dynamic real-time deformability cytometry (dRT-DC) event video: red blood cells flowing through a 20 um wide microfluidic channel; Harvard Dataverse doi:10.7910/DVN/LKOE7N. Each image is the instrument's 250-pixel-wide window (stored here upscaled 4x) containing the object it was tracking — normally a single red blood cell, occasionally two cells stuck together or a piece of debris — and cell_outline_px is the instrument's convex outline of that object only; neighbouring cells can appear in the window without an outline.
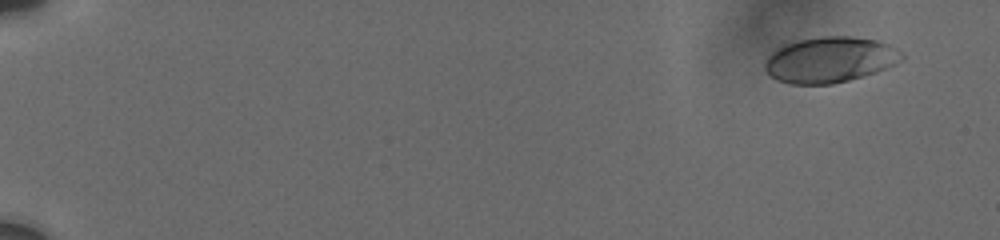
{"species": "human", "species_latin": "Homo sapiens", "temperature_condition": "cold", "stored_images_in_passage": 13, "camera_frame_rate_fps": 3000, "um_per_image_px": 0.085, "donor": {"sex": "male"}, "frame": {"image": 1, "passage_image": 2, "time_ms": 1.0, "image_size_px": [1000, 240], "cell_outline_px": [[904, 60], [876, 72], [864, 76], [832, 84], [792, 84], [776, 80], [768, 76], [764, 68], [764, 64], [768, 56], [776, 48], [800, 40], [820, 36], [852, 36], [880, 40], [896, 48], [904, 56]], "centroid_in_image_um": [70.54, 5.08], "position_along_channel_um": 14.5, "area_um2": 36.65}}
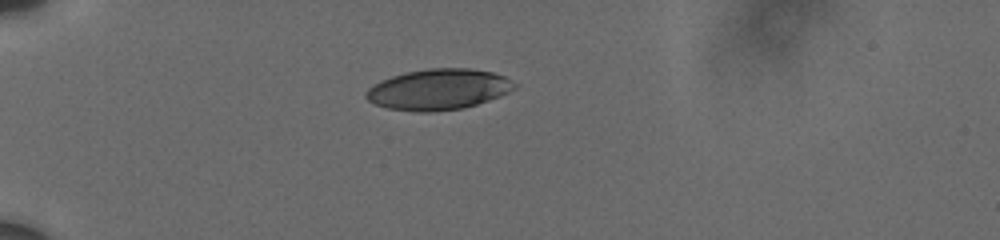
{"frame": {"image": 2, "passage_image": 10, "time_ms": 5.667, "image_size_px": [1000, 240], "cell_outline_px": [[516, 88], [500, 96], [464, 108], [432, 112], [416, 112], [388, 108], [376, 104], [368, 100], [364, 96], [364, 92], [368, 88], [392, 76], [404, 72], [428, 68], [468, 68], [492, 72], [504, 76], [516, 84]], "centroid_in_image_um": [37.26, 7.6], "position_along_channel_um": 47.7, "area_um2": 35.2}}
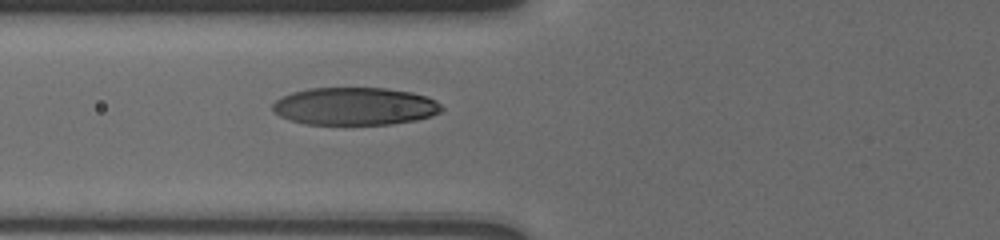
{"frame": {"image": 3, "passage_image": 13, "time_ms": 8.0, "image_size_px": [1000, 240], "cell_outline_px": [[444, 108], [440, 112], [432, 116], [416, 120], [392, 124], [304, 124], [280, 116], [272, 108], [272, 104], [276, 100], [292, 92], [308, 88], [384, 88], [412, 92], [428, 96], [436, 100]], "centroid_in_image_um": [30.2, 9.03], "position_along_channel_um": 95.6, "area_um2": 37.17}}